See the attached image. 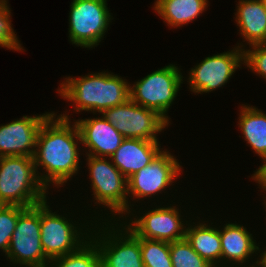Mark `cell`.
Instances as JSON below:
<instances>
[{
	"mask_svg": "<svg viewBox=\"0 0 266 267\" xmlns=\"http://www.w3.org/2000/svg\"><path fill=\"white\" fill-rule=\"evenodd\" d=\"M55 114L52 112L43 122L33 157L39 180L46 189H49L51 183L57 188L63 186L80 170L78 143L81 144V136L78 126L76 122L71 125L67 113ZM40 166L43 167L44 174L39 173Z\"/></svg>",
	"mask_w": 266,
	"mask_h": 267,
	"instance_id": "obj_1",
	"label": "cell"
},
{
	"mask_svg": "<svg viewBox=\"0 0 266 267\" xmlns=\"http://www.w3.org/2000/svg\"><path fill=\"white\" fill-rule=\"evenodd\" d=\"M64 80L57 93L64 100L73 102L76 112L84 110L102 114L130 99L131 84L117 74L103 71L78 78L69 76Z\"/></svg>",
	"mask_w": 266,
	"mask_h": 267,
	"instance_id": "obj_2",
	"label": "cell"
},
{
	"mask_svg": "<svg viewBox=\"0 0 266 267\" xmlns=\"http://www.w3.org/2000/svg\"><path fill=\"white\" fill-rule=\"evenodd\" d=\"M33 157H0V205L30 208L47 199Z\"/></svg>",
	"mask_w": 266,
	"mask_h": 267,
	"instance_id": "obj_3",
	"label": "cell"
},
{
	"mask_svg": "<svg viewBox=\"0 0 266 267\" xmlns=\"http://www.w3.org/2000/svg\"><path fill=\"white\" fill-rule=\"evenodd\" d=\"M89 178H91V189L96 202L94 204L104 205L109 208L116 221L118 214L123 217H129L132 209L130 200L128 201V181L127 178L120 172V170L109 161L107 157H97L86 155ZM130 204H129V203ZM130 206V207H129ZM131 210V211H130ZM114 212V213H113ZM124 214V215H123Z\"/></svg>",
	"mask_w": 266,
	"mask_h": 267,
	"instance_id": "obj_4",
	"label": "cell"
},
{
	"mask_svg": "<svg viewBox=\"0 0 266 267\" xmlns=\"http://www.w3.org/2000/svg\"><path fill=\"white\" fill-rule=\"evenodd\" d=\"M111 221L112 219L108 222H102L103 226L101 227L95 223L90 234V238L96 243L100 251L101 267H144L140 238L125 224H118L117 221L121 222V220L113 221L116 224ZM104 225L106 226L104 227Z\"/></svg>",
	"mask_w": 266,
	"mask_h": 267,
	"instance_id": "obj_5",
	"label": "cell"
},
{
	"mask_svg": "<svg viewBox=\"0 0 266 267\" xmlns=\"http://www.w3.org/2000/svg\"><path fill=\"white\" fill-rule=\"evenodd\" d=\"M183 78L178 66L169 64L130 86V99L154 110L169 123L167 112L178 94Z\"/></svg>",
	"mask_w": 266,
	"mask_h": 267,
	"instance_id": "obj_6",
	"label": "cell"
},
{
	"mask_svg": "<svg viewBox=\"0 0 266 267\" xmlns=\"http://www.w3.org/2000/svg\"><path fill=\"white\" fill-rule=\"evenodd\" d=\"M75 225L72 219L52 212L47 199L40 203L41 245L50 260L78 250L90 239L92 229L85 227L89 225L81 223L82 228L80 224L79 227ZM83 226L88 232L82 230L85 229Z\"/></svg>",
	"mask_w": 266,
	"mask_h": 267,
	"instance_id": "obj_7",
	"label": "cell"
},
{
	"mask_svg": "<svg viewBox=\"0 0 266 267\" xmlns=\"http://www.w3.org/2000/svg\"><path fill=\"white\" fill-rule=\"evenodd\" d=\"M107 0H73L69 13V41L82 48H95L114 18Z\"/></svg>",
	"mask_w": 266,
	"mask_h": 267,
	"instance_id": "obj_8",
	"label": "cell"
},
{
	"mask_svg": "<svg viewBox=\"0 0 266 267\" xmlns=\"http://www.w3.org/2000/svg\"><path fill=\"white\" fill-rule=\"evenodd\" d=\"M7 259L21 267H48L50 259L41 245L40 204L19 216L7 251Z\"/></svg>",
	"mask_w": 266,
	"mask_h": 267,
	"instance_id": "obj_9",
	"label": "cell"
},
{
	"mask_svg": "<svg viewBox=\"0 0 266 267\" xmlns=\"http://www.w3.org/2000/svg\"><path fill=\"white\" fill-rule=\"evenodd\" d=\"M102 115L124 138L158 141L156 134L169 125L157 112L138 105L131 99L105 110Z\"/></svg>",
	"mask_w": 266,
	"mask_h": 267,
	"instance_id": "obj_10",
	"label": "cell"
},
{
	"mask_svg": "<svg viewBox=\"0 0 266 267\" xmlns=\"http://www.w3.org/2000/svg\"><path fill=\"white\" fill-rule=\"evenodd\" d=\"M243 43L231 51L208 56L189 72L187 81L193 93L211 92L225 85L243 63Z\"/></svg>",
	"mask_w": 266,
	"mask_h": 267,
	"instance_id": "obj_11",
	"label": "cell"
},
{
	"mask_svg": "<svg viewBox=\"0 0 266 267\" xmlns=\"http://www.w3.org/2000/svg\"><path fill=\"white\" fill-rule=\"evenodd\" d=\"M182 169L176 157L167 149L162 150L154 160L130 176L128 181V196L138 199H147L158 192L166 190L174 183Z\"/></svg>",
	"mask_w": 266,
	"mask_h": 267,
	"instance_id": "obj_12",
	"label": "cell"
},
{
	"mask_svg": "<svg viewBox=\"0 0 266 267\" xmlns=\"http://www.w3.org/2000/svg\"><path fill=\"white\" fill-rule=\"evenodd\" d=\"M176 206L168 207H153L150 211H146L142 216H136L133 214V219L131 218L129 223L124 222L126 227H128L137 237L174 242L185 238L186 234V223L181 218L179 208ZM128 224V225H127Z\"/></svg>",
	"mask_w": 266,
	"mask_h": 267,
	"instance_id": "obj_13",
	"label": "cell"
},
{
	"mask_svg": "<svg viewBox=\"0 0 266 267\" xmlns=\"http://www.w3.org/2000/svg\"><path fill=\"white\" fill-rule=\"evenodd\" d=\"M51 112L35 116H23L0 126V157H34L37 136L43 122Z\"/></svg>",
	"mask_w": 266,
	"mask_h": 267,
	"instance_id": "obj_14",
	"label": "cell"
},
{
	"mask_svg": "<svg viewBox=\"0 0 266 267\" xmlns=\"http://www.w3.org/2000/svg\"><path fill=\"white\" fill-rule=\"evenodd\" d=\"M81 136V144L88 149L86 155L110 157L120 147L124 137L105 117L78 119L75 121Z\"/></svg>",
	"mask_w": 266,
	"mask_h": 267,
	"instance_id": "obj_15",
	"label": "cell"
},
{
	"mask_svg": "<svg viewBox=\"0 0 266 267\" xmlns=\"http://www.w3.org/2000/svg\"><path fill=\"white\" fill-rule=\"evenodd\" d=\"M159 141L124 138L120 147L109 158L128 179L148 164L162 151Z\"/></svg>",
	"mask_w": 266,
	"mask_h": 267,
	"instance_id": "obj_16",
	"label": "cell"
},
{
	"mask_svg": "<svg viewBox=\"0 0 266 267\" xmlns=\"http://www.w3.org/2000/svg\"><path fill=\"white\" fill-rule=\"evenodd\" d=\"M246 229L243 225L230 222L224 224L223 229L219 228L222 267H234L235 264L237 265L235 267L243 266L250 261L248 259L251 258L252 254L254 255L257 251L261 252L256 240L253 239V235Z\"/></svg>",
	"mask_w": 266,
	"mask_h": 267,
	"instance_id": "obj_17",
	"label": "cell"
},
{
	"mask_svg": "<svg viewBox=\"0 0 266 267\" xmlns=\"http://www.w3.org/2000/svg\"><path fill=\"white\" fill-rule=\"evenodd\" d=\"M237 5L234 18L243 42L266 44V0H239Z\"/></svg>",
	"mask_w": 266,
	"mask_h": 267,
	"instance_id": "obj_18",
	"label": "cell"
},
{
	"mask_svg": "<svg viewBox=\"0 0 266 267\" xmlns=\"http://www.w3.org/2000/svg\"><path fill=\"white\" fill-rule=\"evenodd\" d=\"M198 222L186 227L185 238L192 249L213 267L222 266L221 239L218 228ZM195 224V225H194Z\"/></svg>",
	"mask_w": 266,
	"mask_h": 267,
	"instance_id": "obj_19",
	"label": "cell"
},
{
	"mask_svg": "<svg viewBox=\"0 0 266 267\" xmlns=\"http://www.w3.org/2000/svg\"><path fill=\"white\" fill-rule=\"evenodd\" d=\"M208 0H156L154 10L170 27H180L196 20L208 7Z\"/></svg>",
	"mask_w": 266,
	"mask_h": 267,
	"instance_id": "obj_20",
	"label": "cell"
},
{
	"mask_svg": "<svg viewBox=\"0 0 266 267\" xmlns=\"http://www.w3.org/2000/svg\"><path fill=\"white\" fill-rule=\"evenodd\" d=\"M239 128L244 140L263 159L266 158V113L254 106L242 105L239 115Z\"/></svg>",
	"mask_w": 266,
	"mask_h": 267,
	"instance_id": "obj_21",
	"label": "cell"
},
{
	"mask_svg": "<svg viewBox=\"0 0 266 267\" xmlns=\"http://www.w3.org/2000/svg\"><path fill=\"white\" fill-rule=\"evenodd\" d=\"M48 267H101L100 251L90 238L78 250L51 259Z\"/></svg>",
	"mask_w": 266,
	"mask_h": 267,
	"instance_id": "obj_22",
	"label": "cell"
},
{
	"mask_svg": "<svg viewBox=\"0 0 266 267\" xmlns=\"http://www.w3.org/2000/svg\"><path fill=\"white\" fill-rule=\"evenodd\" d=\"M140 246L144 267H173L169 242L140 238Z\"/></svg>",
	"mask_w": 266,
	"mask_h": 267,
	"instance_id": "obj_23",
	"label": "cell"
},
{
	"mask_svg": "<svg viewBox=\"0 0 266 267\" xmlns=\"http://www.w3.org/2000/svg\"><path fill=\"white\" fill-rule=\"evenodd\" d=\"M170 257L173 267H213L192 249L186 238L170 242Z\"/></svg>",
	"mask_w": 266,
	"mask_h": 267,
	"instance_id": "obj_24",
	"label": "cell"
},
{
	"mask_svg": "<svg viewBox=\"0 0 266 267\" xmlns=\"http://www.w3.org/2000/svg\"><path fill=\"white\" fill-rule=\"evenodd\" d=\"M26 207L0 205V249L7 254L12 234L15 231L18 216Z\"/></svg>",
	"mask_w": 266,
	"mask_h": 267,
	"instance_id": "obj_25",
	"label": "cell"
},
{
	"mask_svg": "<svg viewBox=\"0 0 266 267\" xmlns=\"http://www.w3.org/2000/svg\"><path fill=\"white\" fill-rule=\"evenodd\" d=\"M10 16L11 9L9 5L0 2V47L15 51H25L12 28Z\"/></svg>",
	"mask_w": 266,
	"mask_h": 267,
	"instance_id": "obj_26",
	"label": "cell"
},
{
	"mask_svg": "<svg viewBox=\"0 0 266 267\" xmlns=\"http://www.w3.org/2000/svg\"><path fill=\"white\" fill-rule=\"evenodd\" d=\"M249 47V50L243 49V64L266 80V44Z\"/></svg>",
	"mask_w": 266,
	"mask_h": 267,
	"instance_id": "obj_27",
	"label": "cell"
},
{
	"mask_svg": "<svg viewBox=\"0 0 266 267\" xmlns=\"http://www.w3.org/2000/svg\"><path fill=\"white\" fill-rule=\"evenodd\" d=\"M264 163L259 166L255 173L252 175V179L261 186L262 190L266 191V158L262 160Z\"/></svg>",
	"mask_w": 266,
	"mask_h": 267,
	"instance_id": "obj_28",
	"label": "cell"
},
{
	"mask_svg": "<svg viewBox=\"0 0 266 267\" xmlns=\"http://www.w3.org/2000/svg\"><path fill=\"white\" fill-rule=\"evenodd\" d=\"M253 263H255V264H253ZM253 263H252L251 266H250V264H249V267H266V266L260 261V258H258L257 261H255V262H253ZM243 267H245V266H243ZM246 267H248V266L246 265Z\"/></svg>",
	"mask_w": 266,
	"mask_h": 267,
	"instance_id": "obj_29",
	"label": "cell"
},
{
	"mask_svg": "<svg viewBox=\"0 0 266 267\" xmlns=\"http://www.w3.org/2000/svg\"><path fill=\"white\" fill-rule=\"evenodd\" d=\"M260 261L266 266V255H259Z\"/></svg>",
	"mask_w": 266,
	"mask_h": 267,
	"instance_id": "obj_30",
	"label": "cell"
},
{
	"mask_svg": "<svg viewBox=\"0 0 266 267\" xmlns=\"http://www.w3.org/2000/svg\"><path fill=\"white\" fill-rule=\"evenodd\" d=\"M1 3L8 4V0H0Z\"/></svg>",
	"mask_w": 266,
	"mask_h": 267,
	"instance_id": "obj_31",
	"label": "cell"
},
{
	"mask_svg": "<svg viewBox=\"0 0 266 267\" xmlns=\"http://www.w3.org/2000/svg\"><path fill=\"white\" fill-rule=\"evenodd\" d=\"M265 205H266V202H265ZM260 255H266V251H264V252L262 251V253H260Z\"/></svg>",
	"mask_w": 266,
	"mask_h": 267,
	"instance_id": "obj_32",
	"label": "cell"
}]
</instances>
